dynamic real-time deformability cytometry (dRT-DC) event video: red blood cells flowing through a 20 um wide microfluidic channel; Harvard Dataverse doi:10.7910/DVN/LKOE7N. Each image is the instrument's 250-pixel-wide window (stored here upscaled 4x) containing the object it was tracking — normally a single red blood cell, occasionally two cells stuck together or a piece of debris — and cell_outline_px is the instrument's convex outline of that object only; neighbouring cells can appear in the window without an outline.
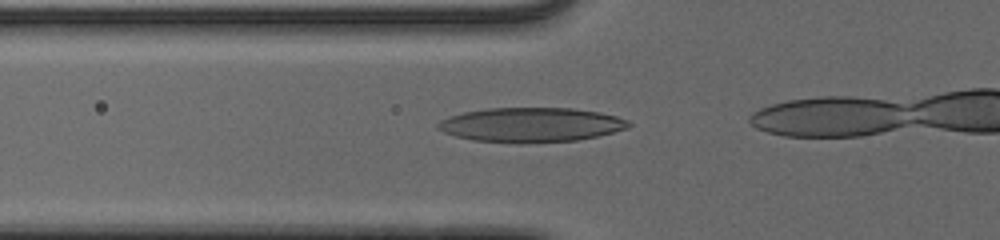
{"species": "human", "species_latin": "Homo sapiens", "temperature_condition": "cold", "stored_images_in_passage": 19, "camera_frame_rate_fps": 3000, "um_per_image_px": 0.085, "donor": {"sex": "male"}, "frame": {"image": 1, "passage_image": 14, "time_ms": 4.333, "image_size_px": [1000, 240], "cell_outline_px": [[632, 124], [628, 128], [596, 136], [576, 140], [520, 144], [472, 140], [456, 136], [444, 132], [436, 128], [436, 124], [440, 120], [448, 116], [464, 112], [488, 108], [572, 108], [600, 112], [616, 116], [628, 120]], "centroid_in_image_um": [45.11, 10.61], "position_along_channel_um": 80.7, "area_um2": 38.55}}